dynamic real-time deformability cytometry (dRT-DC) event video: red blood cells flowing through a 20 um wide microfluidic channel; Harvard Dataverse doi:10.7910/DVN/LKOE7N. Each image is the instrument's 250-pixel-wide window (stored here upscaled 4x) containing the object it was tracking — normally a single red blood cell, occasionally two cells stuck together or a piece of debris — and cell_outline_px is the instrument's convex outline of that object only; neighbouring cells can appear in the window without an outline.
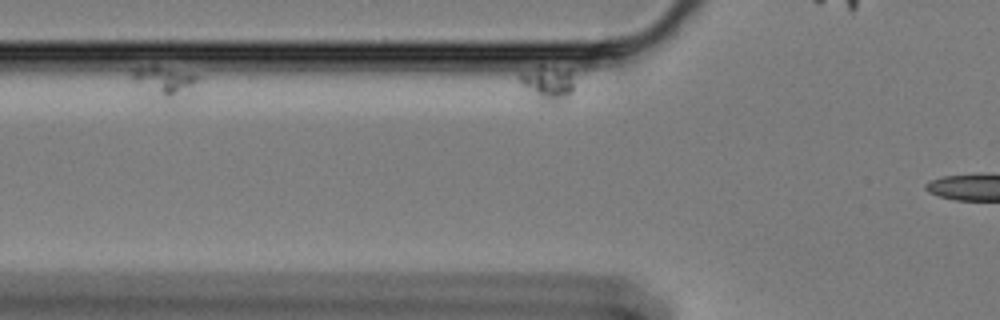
{"species": "Egyptian fruit bat (a non-hibernating species)", "species_latin": "Rousettus aegyptiacus", "temperature_condition": "cold", "stored_images_in_passage": 6, "segment_of_instrument_passage": [1, 2], "camera_frame_rate_fps": 3000, "um_per_image_px": 0.085, "animal": {"sex": "female"}, "frame": {"image": 1, "passage_image": 3, "time_ms": 0.667, "image_size_px": [1000, 320], "cell_outline_px": [[572, 92], [568, 100], [560, 104], [536, 104], [520, 84], [520, 72], [540, 64], [568, 68], [572, 72]], "centroid_in_image_um": [46.53, 7.14], "position_along_channel_um": 79.3, "area_um2": 12.37}}